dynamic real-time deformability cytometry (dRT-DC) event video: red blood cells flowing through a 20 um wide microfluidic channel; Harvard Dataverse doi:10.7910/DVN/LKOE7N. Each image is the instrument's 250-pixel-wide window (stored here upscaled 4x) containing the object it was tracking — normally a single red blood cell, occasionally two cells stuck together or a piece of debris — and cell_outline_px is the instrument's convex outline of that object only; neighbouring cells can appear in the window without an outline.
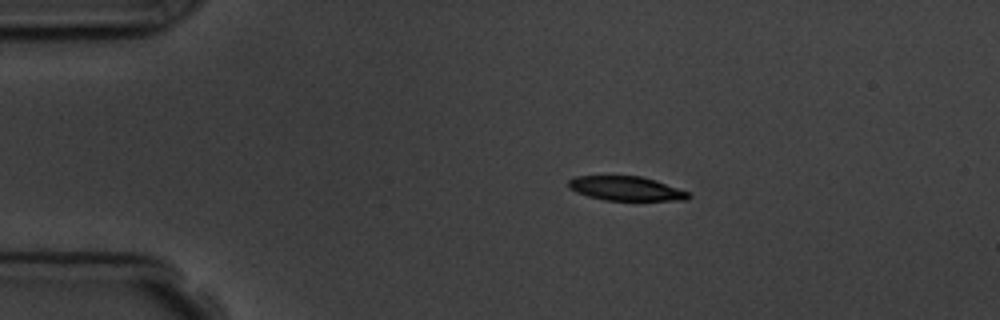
{"species": "common noctule bat (a hibernating species)", "species_latin": "Nyctalus noctula", "temperature_condition": "room temperature", "stored_images_in_passage": 4, "camera_frame_rate_fps": 3000, "um_per_image_px": 0.085, "animal": {"sex": "male", "body_mass_g": 19.5, "forearm_length_mm": 54.6}, "frame": {"image": 1, "passage_image": 3, "time_ms": 2.333, "image_size_px": [1000, 320], "cell_outline_px": [[692, 196], [688, 200], [604, 200], [588, 196], [576, 192], [568, 188], [568, 180], [576, 176], [640, 176], [656, 180], [688, 192]], "centroid_in_image_um": [53.2, 16.02], "position_along_channel_um": 31.8, "area_um2": 16.94}}